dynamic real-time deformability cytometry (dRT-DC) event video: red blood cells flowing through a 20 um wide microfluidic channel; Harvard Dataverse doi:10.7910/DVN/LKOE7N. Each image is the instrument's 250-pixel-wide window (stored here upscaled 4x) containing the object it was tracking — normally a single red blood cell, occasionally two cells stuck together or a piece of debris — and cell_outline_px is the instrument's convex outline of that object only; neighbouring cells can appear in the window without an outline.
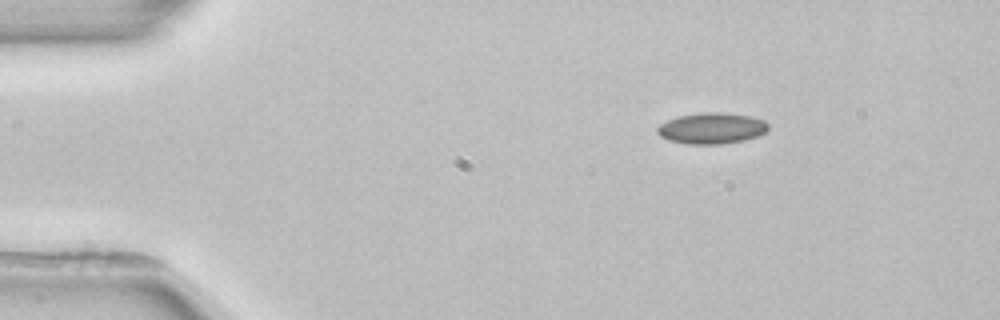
{"species": "common noctule bat (a hibernating species)", "species_latin": "Nyctalus noctula", "temperature_condition": "room temperature", "stored_images_in_passage": 3, "camera_frame_rate_fps": 3000, "um_per_image_px": 0.085, "animal": {"sex": "female", "body_mass_g": 22.7, "forearm_length_mm": 54.2}, "frame": {"image": 1, "passage_image": 1, "time_ms": 0.0, "image_size_px": [1000, 320], "cell_outline_px": [[768, 132], [760, 136], [744, 140], [720, 144], [688, 144], [668, 140], [660, 136], [656, 132], [656, 128], [660, 124], [668, 120], [680, 116], [704, 112], [720, 112], [752, 116], [764, 120], [768, 124]], "centroid_in_image_um": [60.52, 10.91], "position_along_channel_um": 24.5, "area_um2": 20.23}}
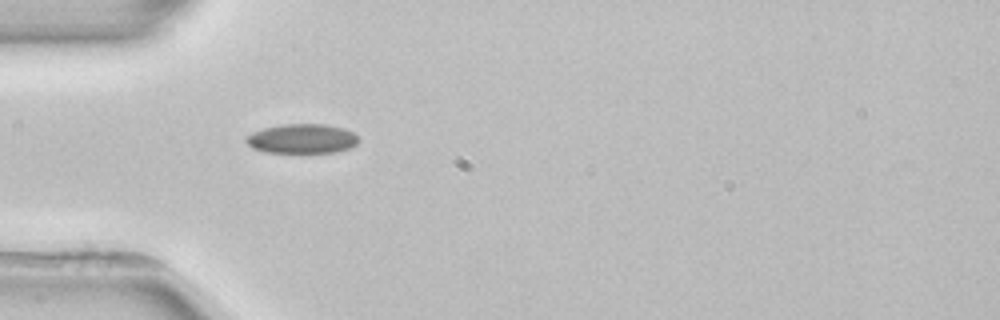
{"frame": {"image": 2, "passage_image": 3, "time_ms": 2.667, "image_size_px": [1000, 320], "cell_outline_px": [[360, 140], [356, 144], [348, 148], [336, 152], [264, 152], [252, 148], [244, 140], [244, 136], [252, 132], [264, 128], [284, 124], [328, 124], [344, 128], [352, 132]], "centroid_in_image_um": [25.64, 11.78], "position_along_channel_um": 59.4, "area_um2": 19.36}}